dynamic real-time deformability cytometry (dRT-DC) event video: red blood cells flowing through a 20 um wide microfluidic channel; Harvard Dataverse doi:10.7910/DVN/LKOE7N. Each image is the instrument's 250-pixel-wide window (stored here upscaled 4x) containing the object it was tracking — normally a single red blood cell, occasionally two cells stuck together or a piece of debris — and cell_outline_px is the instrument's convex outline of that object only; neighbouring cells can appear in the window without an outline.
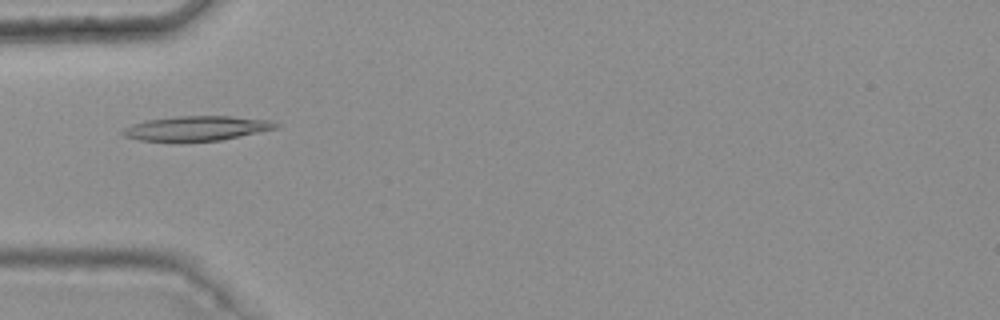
{"species": "common noctule bat (a hibernating species)", "species_latin": "Nyctalus noctula", "temperature_condition": "warm", "stored_images_in_passage": 7, "camera_frame_rate_fps": 3000, "um_per_image_px": 0.085, "animal": {"sex": "female", "body_mass_g": 25.1}, "frame": {"image": 1, "passage_image": 4, "time_ms": 1.0, "image_size_px": [1000, 320], "cell_outline_px": [[280, 128], [220, 140], [180, 144], [172, 144], [140, 140], [124, 136], [120, 132], [124, 128], [132, 124], [144, 120], [176, 116], [228, 116], [268, 120], [280, 124]], "centroid_in_image_um": [16.64, 10.95], "position_along_channel_um": 68.4, "area_um2": 22.95}}
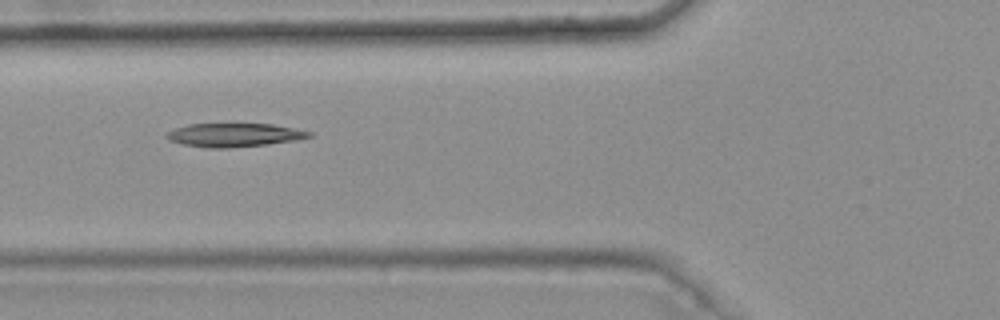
{"frame": {"image": 2, "passage_image": 5, "time_ms": 1.333, "image_size_px": [1000, 320], "cell_outline_px": [[312, 136], [296, 140], [268, 144], [228, 148], [212, 148], [184, 144], [172, 140], [164, 136], [168, 132], [176, 128], [188, 124], [272, 124], [312, 132]], "centroid_in_image_um": [19.93, 11.47], "position_along_channel_um": 105.9, "area_um2": 19.25}}
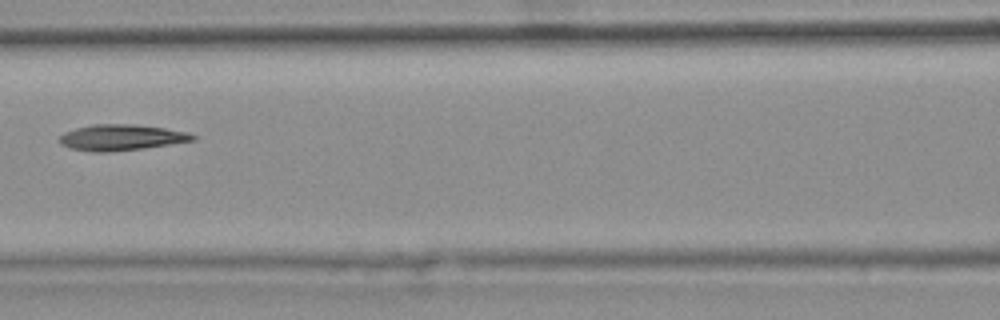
{"frame": {"image": 3, "passage_image": 6, "time_ms": 1.667, "image_size_px": [1000, 320], "cell_outline_px": [[196, 140], [144, 148], [108, 152], [92, 152], [68, 148], [60, 144], [56, 140], [64, 132], [76, 128], [92, 124], [136, 124], [164, 128], [188, 132], [196, 136]], "centroid_in_image_um": [10.26, 11.68], "position_along_channel_um": 156.3, "area_um2": 20.35}}